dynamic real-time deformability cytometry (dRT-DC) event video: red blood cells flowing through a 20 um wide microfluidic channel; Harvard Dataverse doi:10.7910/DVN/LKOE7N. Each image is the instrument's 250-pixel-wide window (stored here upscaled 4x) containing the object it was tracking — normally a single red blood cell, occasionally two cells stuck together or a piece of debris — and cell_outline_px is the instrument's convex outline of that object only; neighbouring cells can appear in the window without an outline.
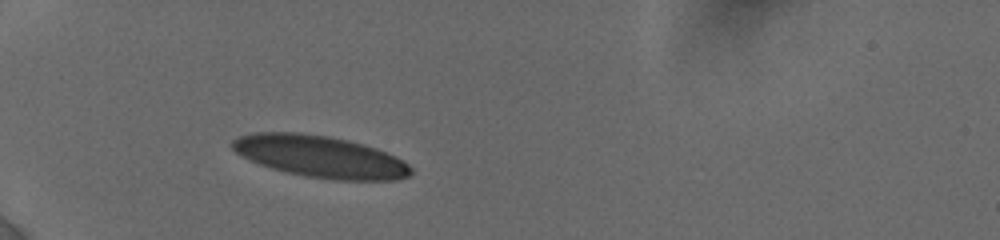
{"species": "human", "species_latin": "Homo sapiens", "temperature_condition": "cold", "stored_images_in_passage": 5, "camera_frame_rate_fps": 3000, "um_per_image_px": 0.085, "donor": {"sex": "female"}, "frame": {"image": 1, "passage_image": 1, "time_ms": 0.0, "image_size_px": [1000, 240], "cell_outline_px": [[412, 176], [392, 180], [336, 180], [304, 176], [284, 172], [260, 164], [236, 152], [232, 148], [232, 140], [240, 136], [256, 132], [300, 132], [328, 136], [348, 140], [364, 144], [376, 148], [396, 156], [404, 160], [412, 168]], "centroid_in_image_um": [27.27, 13.31], "position_along_channel_um": 57.7, "area_um2": 43.58}}
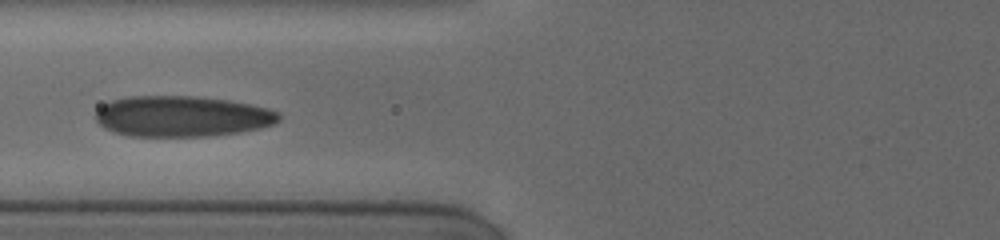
{"frame": {"image": 2, "passage_image": 4, "time_ms": 2.0, "image_size_px": [1000, 240], "cell_outline_px": [[280, 120], [272, 124], [260, 128], [240, 132], [208, 136], [128, 136], [112, 132], [104, 128], [96, 120], [96, 112], [104, 104], [112, 100], [128, 96], [196, 96], [228, 100], [268, 108], [280, 112]], "centroid_in_image_um": [15.46, 9.89], "position_along_channel_um": 110.3, "area_um2": 43.64}}